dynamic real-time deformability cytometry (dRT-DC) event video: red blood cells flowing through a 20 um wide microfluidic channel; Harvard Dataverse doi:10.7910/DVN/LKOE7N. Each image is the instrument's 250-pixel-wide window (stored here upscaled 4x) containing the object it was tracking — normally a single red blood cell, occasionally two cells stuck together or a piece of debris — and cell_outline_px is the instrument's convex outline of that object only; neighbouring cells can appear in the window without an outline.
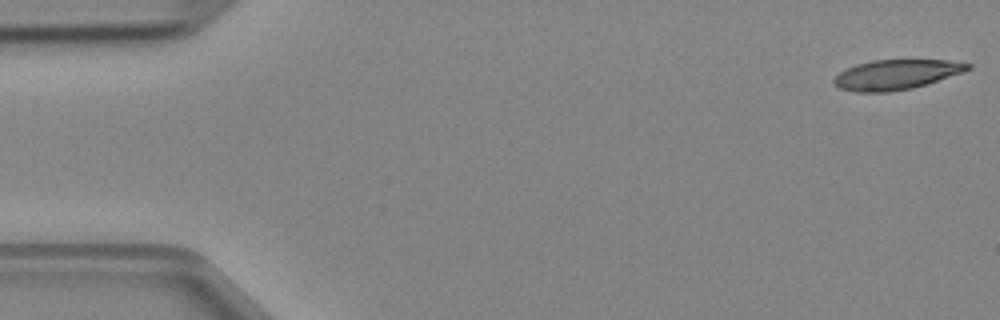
{"species": "Egyptian fruit bat (a non-hibernating species)", "species_latin": "Rousettus aegyptiacus", "temperature_condition": "cold", "stored_images_in_passage": 47, "camera_frame_rate_fps": 3000, "um_per_image_px": 0.085, "animal": {"sex": "female"}, "frame": {"image": 1, "passage_image": 1, "time_ms": 0.0, "image_size_px": [1000, 320], "cell_outline_px": [[972, 68], [964, 72], [912, 88], [888, 92], [856, 92], [836, 88], [832, 84], [832, 80], [840, 72], [856, 64], [872, 60], [948, 60], [972, 64]], "centroid_in_image_um": [76.15, 6.34], "position_along_channel_um": 8.9, "area_um2": 23.35}}
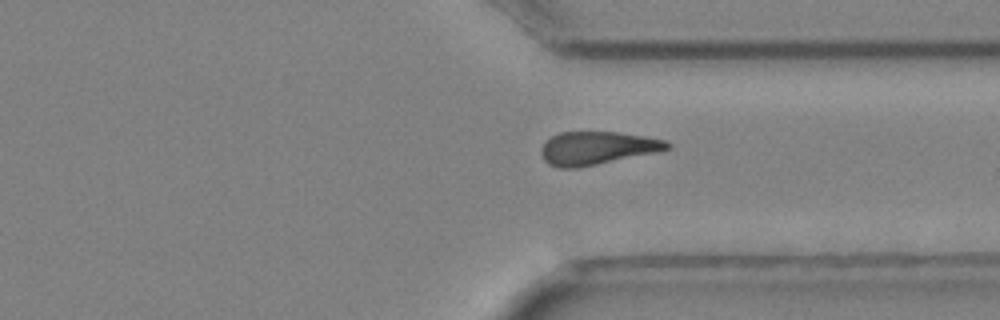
{"frame": {"image": 2, "passage_image": 35, "time_ms": 11.333, "image_size_px": [1000, 320], "cell_outline_px": [[672, 148], [660, 152], [576, 168], [560, 168], [548, 164], [544, 160], [540, 152], [540, 148], [552, 136], [560, 132], [616, 132], [644, 136], [664, 140], [672, 144]], "centroid_in_image_um": [50.78, 12.59], "position_along_channel_um": 360.6, "area_um2": 24.39}}
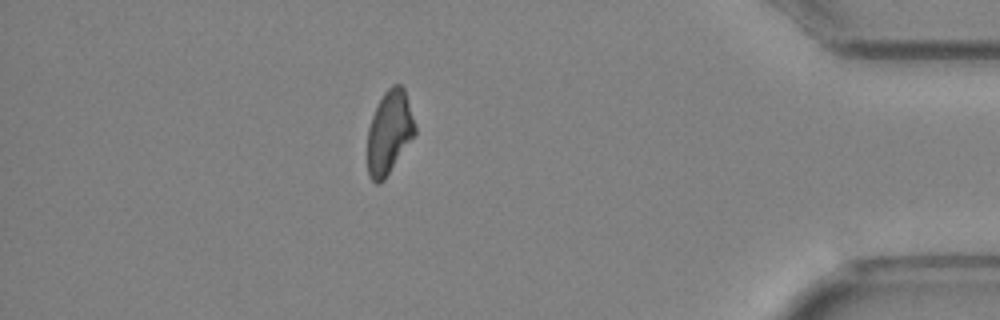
{"frame": {"image": 3, "passage_image": 41, "time_ms": 13.333, "image_size_px": [1000, 320], "cell_outline_px": [[416, 132], [384, 180], [380, 184], [376, 184], [368, 176], [368, 128], [372, 116], [384, 92], [392, 84], [400, 84], [404, 88], [416, 124]], "centroid_in_image_um": [33.09, 11.24], "position_along_channel_um": 402.1, "area_um2": 22.89}}